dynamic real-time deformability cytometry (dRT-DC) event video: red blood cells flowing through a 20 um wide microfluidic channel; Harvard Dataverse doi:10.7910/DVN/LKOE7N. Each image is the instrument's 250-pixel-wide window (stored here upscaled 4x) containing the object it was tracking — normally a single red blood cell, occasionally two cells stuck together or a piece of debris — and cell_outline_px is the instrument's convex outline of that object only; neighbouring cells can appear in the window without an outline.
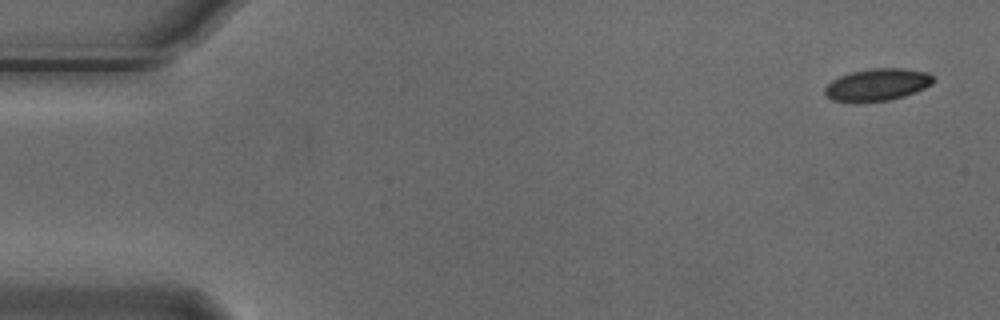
{"species": "Egyptian fruit bat (a non-hibernating species)", "species_latin": "Rousettus aegyptiacus", "temperature_condition": "cold", "stored_images_in_passage": 5, "segment_of_instrument_passage": [1, 2], "camera_frame_rate_fps": 3000, "um_per_image_px": 0.085, "animal": {"sex": "male"}, "frame": {"image": 1, "passage_image": 1, "time_ms": 0.0, "image_size_px": [1000, 320], "cell_outline_px": [[936, 80], [932, 84], [916, 92], [904, 96], [888, 100], [832, 100], [824, 92], [824, 88], [832, 80], [840, 76], [852, 72], [868, 68], [904, 68], [928, 72]], "centroid_in_image_um": [74.63, 7.16], "position_along_channel_um": 10.4, "area_um2": 19.94}}
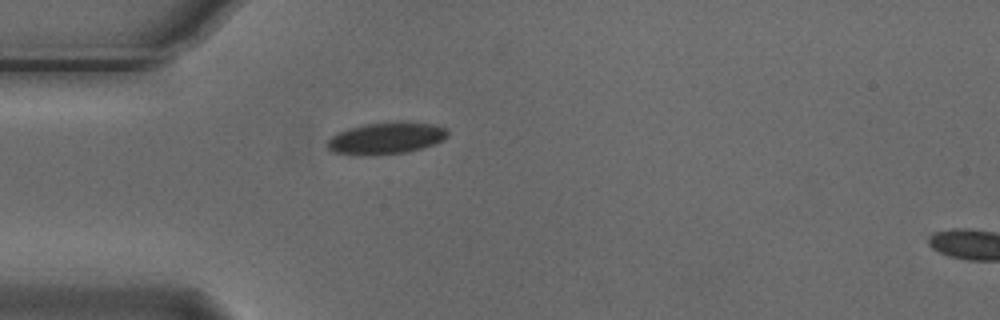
{"frame": {"image": 2, "passage_image": 4, "time_ms": 1.0, "image_size_px": [1000, 320], "cell_outline_px": [[448, 136], [444, 140], [420, 148], [404, 152], [372, 156], [360, 156], [332, 152], [328, 148], [328, 140], [336, 132], [348, 128], [364, 124], [396, 120], [404, 120], [432, 124], [448, 128]], "centroid_in_image_um": [32.81, 11.73], "position_along_channel_um": 52.2, "area_um2": 22.83}}